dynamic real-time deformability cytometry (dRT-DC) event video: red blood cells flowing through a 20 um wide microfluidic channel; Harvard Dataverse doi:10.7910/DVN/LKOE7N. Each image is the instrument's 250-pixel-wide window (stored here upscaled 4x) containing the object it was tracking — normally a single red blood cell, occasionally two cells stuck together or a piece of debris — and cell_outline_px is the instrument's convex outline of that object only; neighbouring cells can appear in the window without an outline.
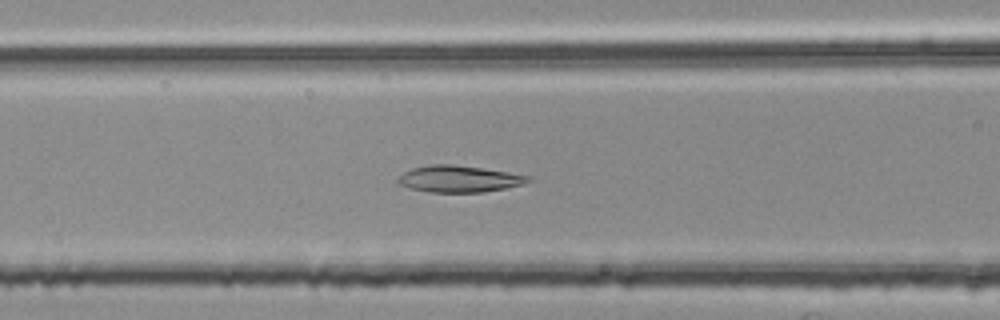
{"species": "common noctule bat (a hibernating species)", "species_latin": "Nyctalus noctula", "temperature_condition": "room temperature", "stored_images_in_passage": 52, "camera_frame_rate_fps": 3000, "um_per_image_px": 0.085, "animal": {"sex": "female", "body_mass_g": 25.1}, "frame": {"image": 1, "passage_image": 21, "time_ms": 6.667, "image_size_px": [1000, 320], "cell_outline_px": [[532, 180], [524, 184], [504, 188], [480, 192], [432, 192], [412, 188], [400, 184], [396, 180], [404, 172], [412, 168], [432, 164], [452, 164], [508, 172], [532, 176]], "centroid_in_image_um": [39.05, 15.2], "position_along_channel_um": 127.6, "area_um2": 19.94}}
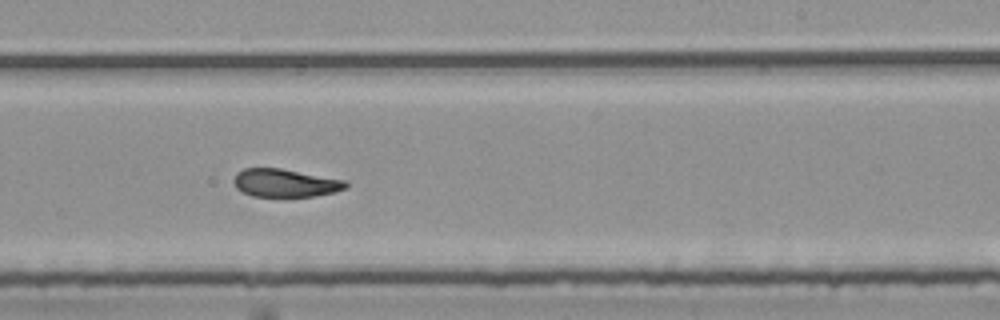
{"frame": {"image": 2, "passage_image": 32, "time_ms": 10.333, "image_size_px": [1000, 320], "cell_outline_px": [[348, 188], [336, 192], [316, 196], [284, 200], [252, 196], [236, 188], [232, 180], [236, 172], [244, 168], [280, 168], [348, 180]], "centroid_in_image_um": [24.27, 15.6], "position_along_channel_um": 264.7, "area_um2": 19.48}}
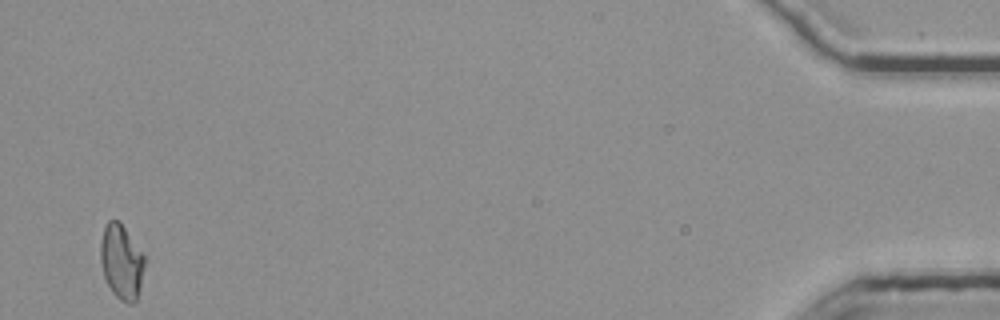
{"frame": {"image": 3, "passage_image": 52, "time_ms": 17.0, "image_size_px": [1000, 320], "cell_outline_px": [[148, 260], [140, 288], [136, 300], [132, 304], [128, 304], [120, 300], [112, 292], [104, 276], [100, 260], [100, 240], [104, 228], [108, 220], [116, 220], [124, 228]], "centroid_in_image_um": [10.35, 22.29], "position_along_channel_um": 424.9, "area_um2": 19.36}, "authors_computed_cell_mechanics": {"area_um2": 19.7676, "velocity_mm_per_s": 3.7488, "shape_relaxation_time_tau1_ms": null, "shape_relaxation_time_tau2_ms": 2.7155, "deformation_change_tau1": null, "deformation_change_tau2": 0.0949}}